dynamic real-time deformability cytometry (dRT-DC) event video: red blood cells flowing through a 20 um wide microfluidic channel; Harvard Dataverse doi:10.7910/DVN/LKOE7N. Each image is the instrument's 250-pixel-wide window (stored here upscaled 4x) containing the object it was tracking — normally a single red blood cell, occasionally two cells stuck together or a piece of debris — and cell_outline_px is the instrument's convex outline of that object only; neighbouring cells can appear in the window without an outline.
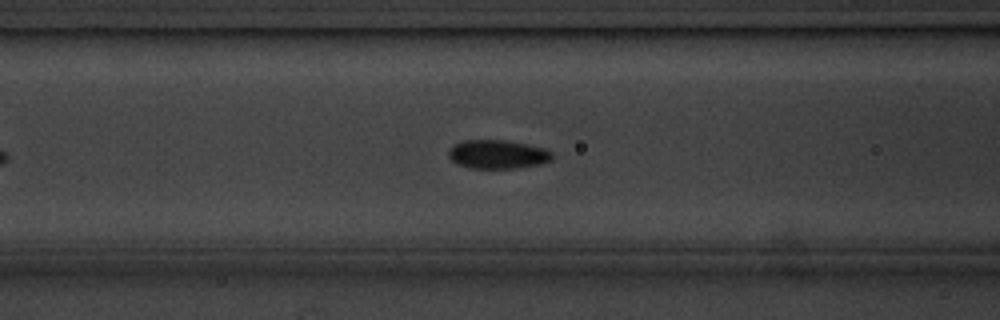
{"species": "common noctule bat (a hibernating species)", "species_latin": "Nyctalus noctula", "temperature_condition": "cold", "stored_images_in_passage": 27, "camera_frame_rate_fps": 3000, "um_per_image_px": 0.085, "animal": {"sex": "male", "body_mass_g": 20.1, "forearm_length_mm": 53.5}, "frame": {"image": 1, "passage_image": 16, "time_ms": 5.0, "image_size_px": [1000, 320], "cell_outline_px": [[552, 156], [548, 160], [540, 164], [512, 168], [472, 168], [460, 164], [452, 160], [448, 156], [448, 148], [452, 144], [464, 140], [504, 140], [528, 144], [544, 148], [552, 152]], "centroid_in_image_um": [42.25, 13.1], "position_along_channel_um": 124.3, "area_um2": 17.22}}